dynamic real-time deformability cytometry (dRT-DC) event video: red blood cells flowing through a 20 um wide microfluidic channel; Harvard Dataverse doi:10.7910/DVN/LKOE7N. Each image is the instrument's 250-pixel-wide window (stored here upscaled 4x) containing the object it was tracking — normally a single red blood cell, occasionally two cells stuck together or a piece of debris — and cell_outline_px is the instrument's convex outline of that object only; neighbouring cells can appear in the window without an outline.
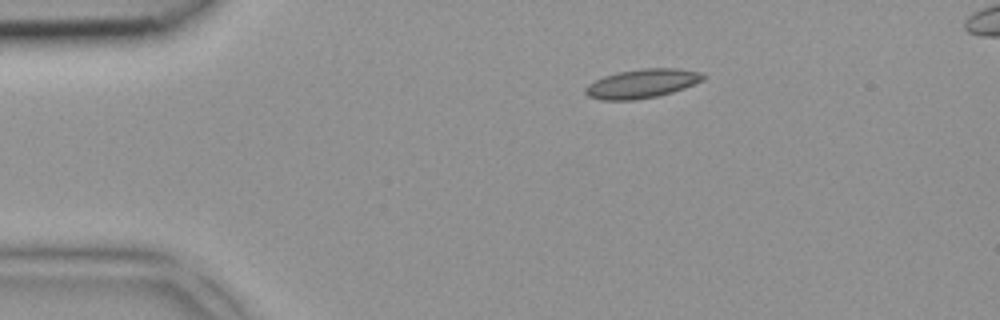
{"species": "common noctule bat (a hibernating species)", "species_latin": "Nyctalus noctula", "temperature_condition": "room temperature", "stored_images_in_passage": 3, "camera_frame_rate_fps": 3000, "um_per_image_px": 0.085, "animal": {"sex": "female", "body_mass_g": 18.4}, "frame": {"image": 1, "passage_image": 1, "time_ms": 0.0, "image_size_px": [1000, 320], "cell_outline_px": [[704, 80], [684, 88], [672, 92], [656, 96], [632, 100], [600, 100], [588, 96], [584, 92], [584, 88], [588, 84], [604, 76], [620, 72], [644, 68], [676, 68], [704, 72]], "centroid_in_image_um": [54.58, 7.1], "position_along_channel_um": 30.4, "area_um2": 19.83}}